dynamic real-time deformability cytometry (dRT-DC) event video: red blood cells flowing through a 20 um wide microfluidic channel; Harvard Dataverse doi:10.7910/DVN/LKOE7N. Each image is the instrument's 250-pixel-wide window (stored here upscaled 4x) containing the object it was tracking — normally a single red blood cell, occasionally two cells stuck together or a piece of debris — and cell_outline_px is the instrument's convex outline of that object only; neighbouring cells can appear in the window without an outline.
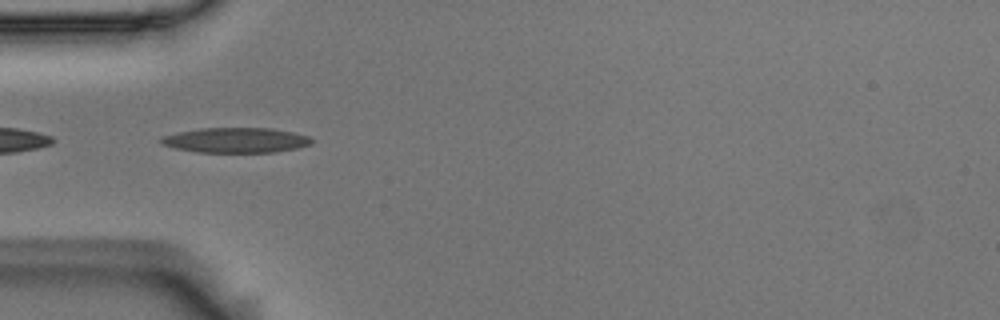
{"species": "Egyptian fruit bat (a non-hibernating species)", "species_latin": "Rousettus aegyptiacus", "temperature_condition": "room temperature", "stored_images_in_passage": 13, "camera_frame_rate_fps": 3000, "um_per_image_px": 0.085, "animal": {"sex": "male"}, "frame": {"image": 1, "passage_image": 1, "time_ms": 0.0, "image_size_px": [1000, 320], "cell_outline_px": [[316, 140], [312, 144], [296, 148], [272, 152], [196, 152], [176, 148], [160, 144], [160, 136], [200, 128], [272, 128], [292, 132], [308, 136]], "centroid_in_image_um": [20.05, 11.91], "position_along_channel_um": 64.9, "area_um2": 22.02}}
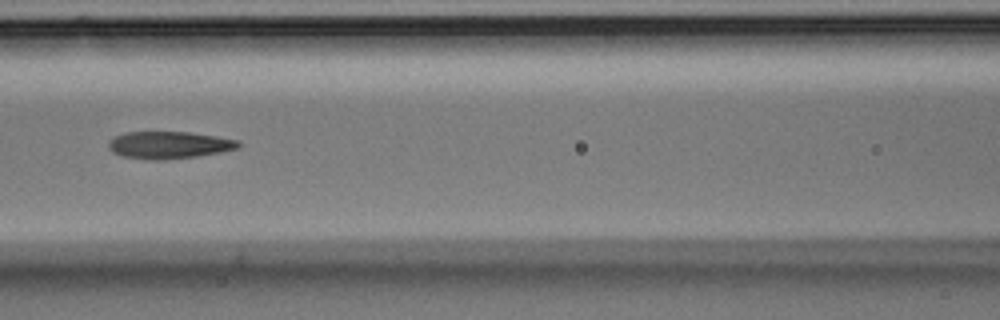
{"frame": {"image": 2, "passage_image": 8, "time_ms": 2.333, "image_size_px": [1000, 320], "cell_outline_px": [[240, 144], [236, 148], [220, 152], [196, 156], [160, 160], [152, 160], [124, 156], [112, 152], [108, 148], [108, 140], [124, 132], [188, 132], [216, 136], [240, 140]], "centroid_in_image_um": [14.34, 12.32], "position_along_channel_um": 152.3, "area_um2": 20.46}}
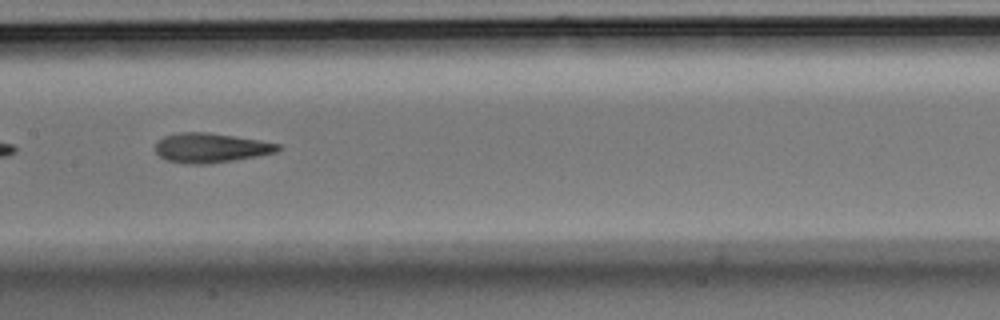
{"frame": {"image": 3, "passage_image": 11, "time_ms": 3.333, "image_size_px": [1000, 320], "cell_outline_px": [[284, 148], [276, 152], [256, 156], [208, 164], [188, 164], [168, 160], [160, 156], [156, 152], [156, 144], [164, 136], [180, 132], [204, 132], [260, 140], [280, 144]], "centroid_in_image_um": [17.94, 12.57], "position_along_channel_um": 189.5, "area_um2": 20.87}}